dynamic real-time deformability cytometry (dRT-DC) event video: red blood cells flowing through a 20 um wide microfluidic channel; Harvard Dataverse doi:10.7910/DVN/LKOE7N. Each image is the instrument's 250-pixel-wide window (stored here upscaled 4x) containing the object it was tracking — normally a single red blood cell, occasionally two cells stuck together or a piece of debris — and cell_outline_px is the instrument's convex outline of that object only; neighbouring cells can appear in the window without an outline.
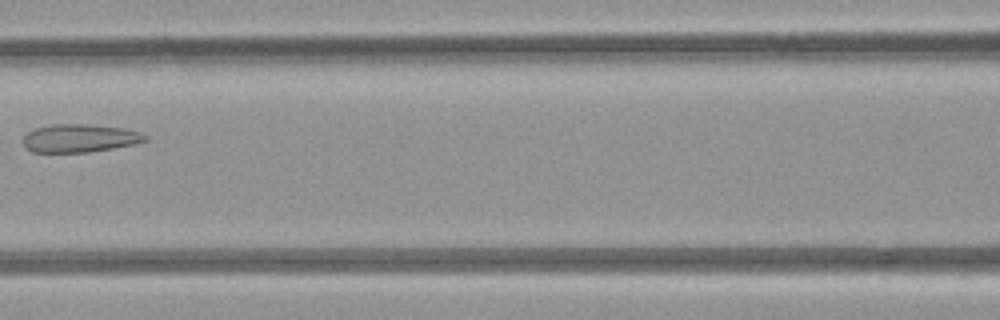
{"species": "common noctule bat (a hibernating species)", "species_latin": "Nyctalus noctula", "temperature_condition": "room temperature", "stored_images_in_passage": 6, "camera_frame_rate_fps": 3000, "um_per_image_px": 0.085, "animal": {"sex": "female", "body_mass_g": 21.9}, "frame": {"image": 1, "passage_image": 4, "time_ms": 3.667, "image_size_px": [1000, 320], "cell_outline_px": [[148, 140], [136, 144], [88, 152], [32, 152], [24, 144], [24, 136], [28, 132], [36, 128], [52, 124], [88, 124], [124, 128], [140, 132], [148, 136]], "centroid_in_image_um": [6.82, 11.74], "position_along_channel_um": 159.8, "area_um2": 19.94}}
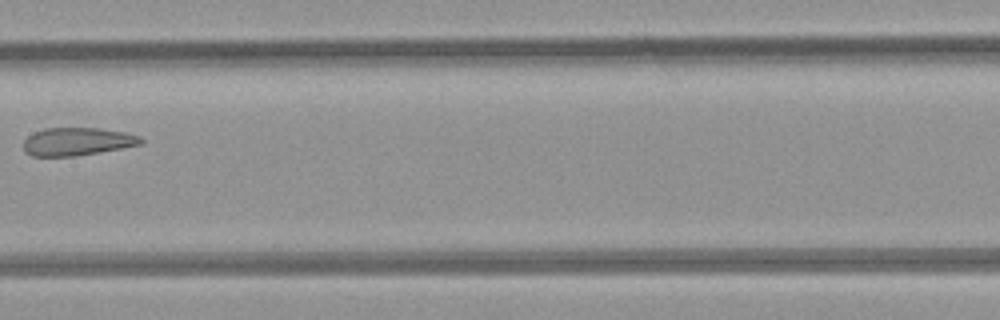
{"frame": {"image": 2, "passage_image": 5, "time_ms": 4.667, "image_size_px": [1000, 320], "cell_outline_px": [[144, 144], [100, 152], [72, 156], [32, 156], [24, 152], [24, 140], [32, 132], [44, 128], [100, 128], [128, 132], [140, 136], [144, 140]], "centroid_in_image_um": [6.59, 12.02], "position_along_channel_um": 200.8, "area_um2": 19.36}}
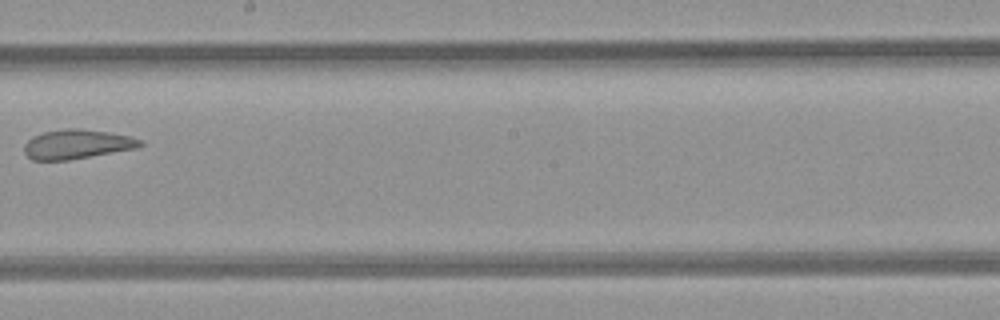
{"frame": {"image": 3, "passage_image": 6, "time_ms": 5.667, "image_size_px": [1000, 320], "cell_outline_px": [[144, 144], [136, 148], [68, 160], [32, 160], [24, 152], [24, 144], [32, 136], [44, 132], [64, 128], [80, 128], [108, 132], [132, 136], [140, 140]], "centroid_in_image_um": [6.52, 12.25], "position_along_channel_um": 241.7, "area_um2": 19.83}}